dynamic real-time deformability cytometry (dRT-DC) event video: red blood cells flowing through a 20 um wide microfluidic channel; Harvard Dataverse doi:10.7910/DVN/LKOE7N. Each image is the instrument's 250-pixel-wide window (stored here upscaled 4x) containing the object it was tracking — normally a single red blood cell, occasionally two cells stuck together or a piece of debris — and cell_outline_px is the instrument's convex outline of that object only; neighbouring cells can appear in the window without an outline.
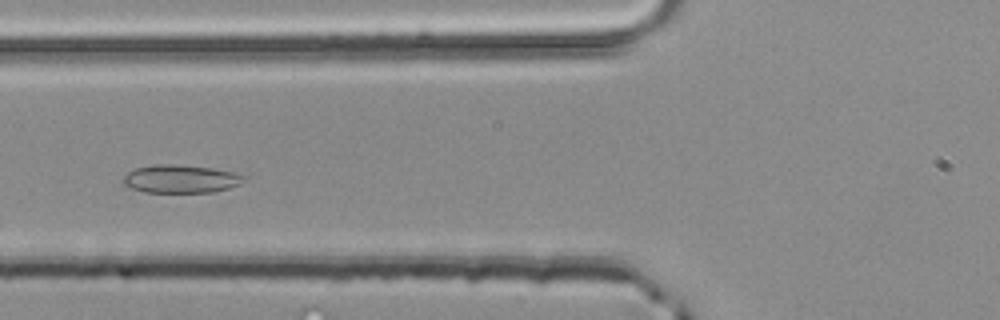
{"species": "common noctule bat (a hibernating species)", "species_latin": "Nyctalus noctula", "temperature_condition": "room temperature", "stored_images_in_passage": 3, "camera_frame_rate_fps": 3000, "um_per_image_px": 0.085, "animal": {"sex": "male", "body_mass_g": 20.4}, "frame": {"image": 1, "passage_image": 3, "time_ms": 0.667, "image_size_px": [1000, 320], "cell_outline_px": [[248, 176], [240, 184], [228, 188], [212, 192], [144, 192], [132, 188], [124, 184], [124, 176], [128, 172], [136, 168], [156, 164], [176, 164], [212, 168], [236, 172]], "centroid_in_image_um": [15.41, 15.2], "position_along_channel_um": 110.4, "area_um2": 19.77}}